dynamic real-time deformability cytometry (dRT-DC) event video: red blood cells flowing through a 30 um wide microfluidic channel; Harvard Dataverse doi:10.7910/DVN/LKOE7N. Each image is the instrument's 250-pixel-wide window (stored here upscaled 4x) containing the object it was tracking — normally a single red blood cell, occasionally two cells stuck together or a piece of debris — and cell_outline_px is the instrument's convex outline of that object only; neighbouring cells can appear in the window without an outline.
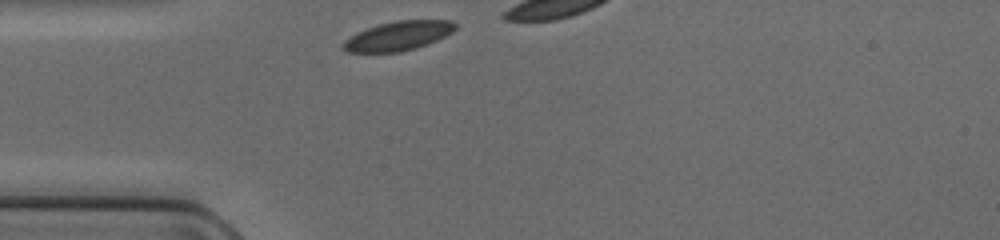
{"species": "common noctule bat (a hibernating species)", "species_latin": "Nyctalus noctula", "temperature_condition": "cold", "stored_images_in_passage": 6, "camera_frame_rate_fps": 3000, "um_per_image_px": 0.085, "animal": {"sex": "female", "body_mass_g": 17.0, "forearm_length_mm": 48.0}, "frame": {"image": 1, "passage_image": 1, "time_ms": 0.0, "image_size_px": [1000, 240], "cell_outline_px": [[456, 28], [452, 32], [428, 44], [416, 48], [400, 52], [348, 52], [340, 48], [344, 40], [356, 32], [380, 24], [396, 20], [452, 20], [456, 24]], "centroid_in_image_um": [33.83, 3.05], "position_along_channel_um": 51.2, "area_um2": 19.13}}